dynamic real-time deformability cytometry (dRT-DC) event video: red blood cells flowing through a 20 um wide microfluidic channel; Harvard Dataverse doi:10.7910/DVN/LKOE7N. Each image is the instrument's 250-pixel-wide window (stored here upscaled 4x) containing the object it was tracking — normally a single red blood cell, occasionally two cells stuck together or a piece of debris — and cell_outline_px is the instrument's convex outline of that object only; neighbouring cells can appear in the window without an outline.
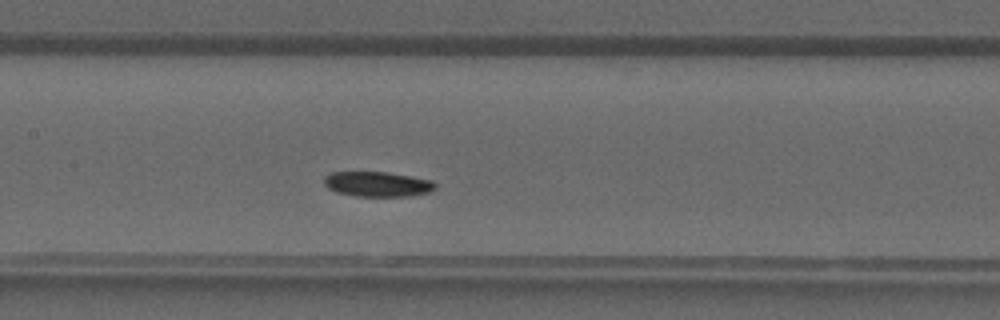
{"species": "common noctule bat (a hibernating species)", "species_latin": "Nyctalus noctula", "temperature_condition": "warm", "stored_images_in_passage": 26, "camera_frame_rate_fps": 3000, "um_per_image_px": 0.085, "animal": {"sex": "male", "forearm_length_mm": 52.5}, "frame": {"image": 1, "passage_image": 12, "time_ms": 3.667, "image_size_px": [1000, 320], "cell_outline_px": [[436, 188], [432, 192], [408, 196], [356, 196], [336, 192], [328, 188], [324, 184], [324, 176], [332, 172], [388, 172], [432, 180], [436, 184]], "centroid_in_image_um": [32.1, 15.65], "position_along_channel_um": 175.3, "area_um2": 16.3}}
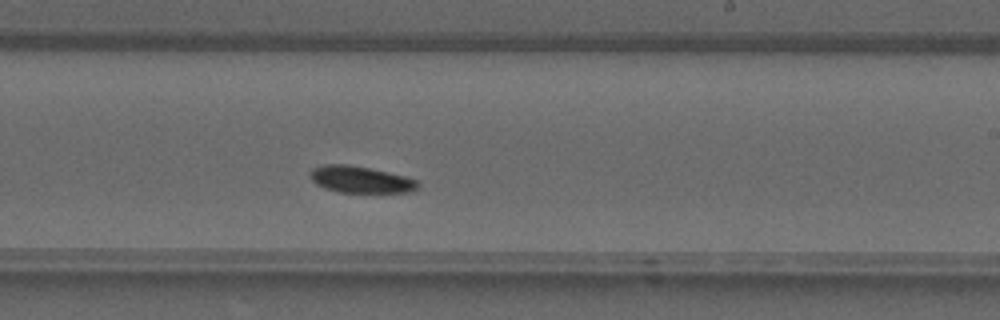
{"frame": {"image": 2, "passage_image": 17, "time_ms": 5.333, "image_size_px": [1000, 320], "cell_outline_px": [[420, 188], [416, 192], [336, 192], [324, 188], [316, 184], [308, 176], [312, 168], [324, 164], [348, 164], [408, 176], [416, 180], [420, 184]], "centroid_in_image_um": [30.67, 15.26], "position_along_channel_um": 258.3, "area_um2": 17.05}}
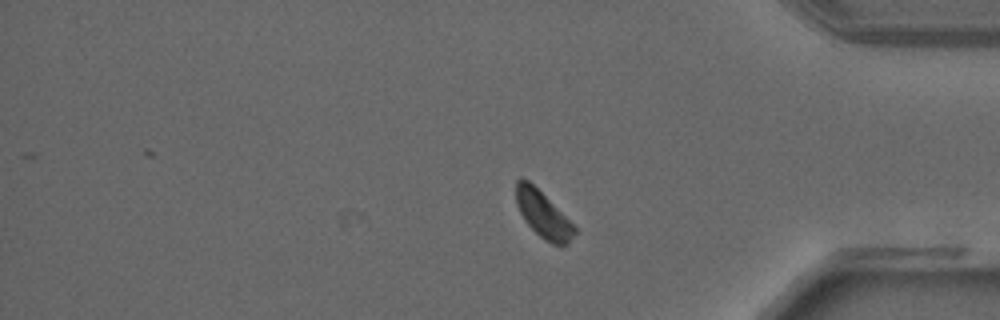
{"frame": {"image": 3, "passage_image": 26, "time_ms": 8.333, "image_size_px": [1000, 320], "cell_outline_px": [[576, 232], [564, 244], [552, 244], [544, 240], [524, 220], [516, 204], [516, 180], [520, 176], [528, 180], [576, 228]], "centroid_in_image_um": [46.09, 18.2], "position_along_channel_um": 389.1, "area_um2": 15.09}}